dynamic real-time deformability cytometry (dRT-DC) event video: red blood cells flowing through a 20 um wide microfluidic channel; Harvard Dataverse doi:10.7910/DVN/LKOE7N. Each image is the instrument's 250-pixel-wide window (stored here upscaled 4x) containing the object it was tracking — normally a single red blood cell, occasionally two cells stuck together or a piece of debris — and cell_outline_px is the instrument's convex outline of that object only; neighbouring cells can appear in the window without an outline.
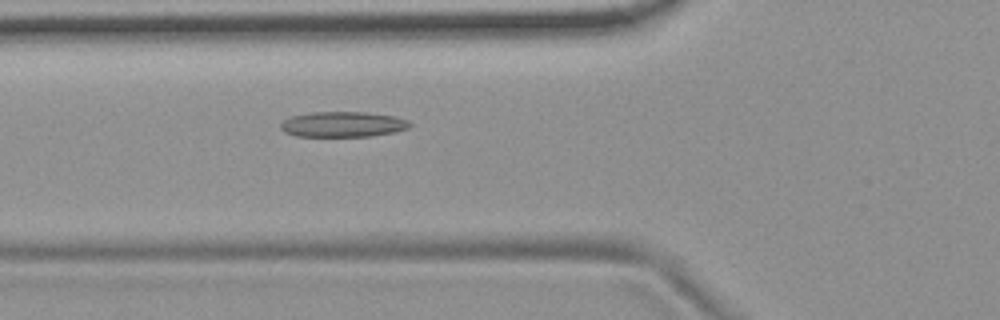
{"species": "common noctule bat (a hibernating species)", "species_latin": "Nyctalus noctula", "temperature_condition": "room temperature", "stored_images_in_passage": 2, "camera_frame_rate_fps": 3000, "um_per_image_px": 0.085, "animal": {"sex": "female", "body_mass_g": 19.9}, "frame": {"image": 1, "passage_image": 2, "time_ms": 1.0, "image_size_px": [1000, 320], "cell_outline_px": [[412, 124], [408, 128], [396, 132], [372, 136], [296, 136], [284, 132], [280, 128], [280, 124], [284, 120], [292, 116], [312, 112], [368, 112], [392, 116], [408, 120]], "centroid_in_image_um": [29.15, 10.57], "position_along_channel_um": 96.7, "area_um2": 19.13}}